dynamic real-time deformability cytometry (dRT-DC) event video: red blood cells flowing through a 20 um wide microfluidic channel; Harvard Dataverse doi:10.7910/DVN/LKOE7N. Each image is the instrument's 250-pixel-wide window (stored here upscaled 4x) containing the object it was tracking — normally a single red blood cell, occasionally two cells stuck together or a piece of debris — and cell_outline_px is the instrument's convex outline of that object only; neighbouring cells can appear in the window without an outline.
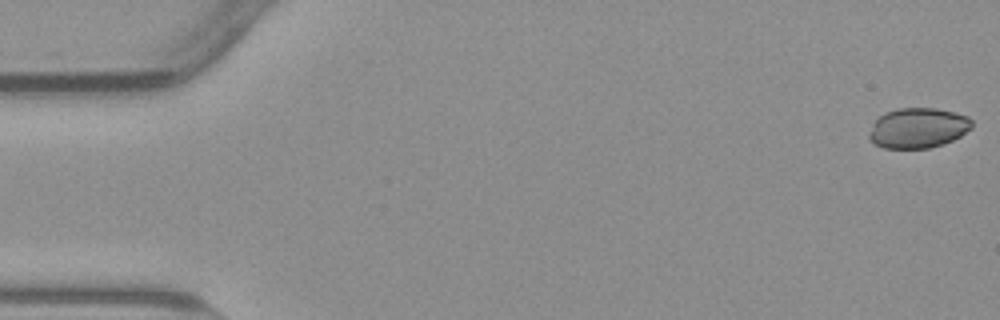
{"species": "common noctule bat (a hibernating species)", "species_latin": "Nyctalus noctula", "temperature_condition": "warm", "stored_images_in_passage": 54, "camera_frame_rate_fps": 3000, "um_per_image_px": 0.085, "animal": {"sex": "male", "body_mass_g": 23.1, "forearm_length_mm": 52.7}, "frame": {"image": 1, "passage_image": 1, "time_ms": 0.0, "image_size_px": [1000, 320], "cell_outline_px": [[972, 128], [960, 136], [944, 144], [928, 148], [884, 148], [876, 144], [868, 136], [872, 124], [884, 112], [896, 108], [936, 108], [968, 116], [972, 120]], "centroid_in_image_um": [78.04, 10.87], "position_along_channel_um": 7.0, "area_um2": 24.04}}
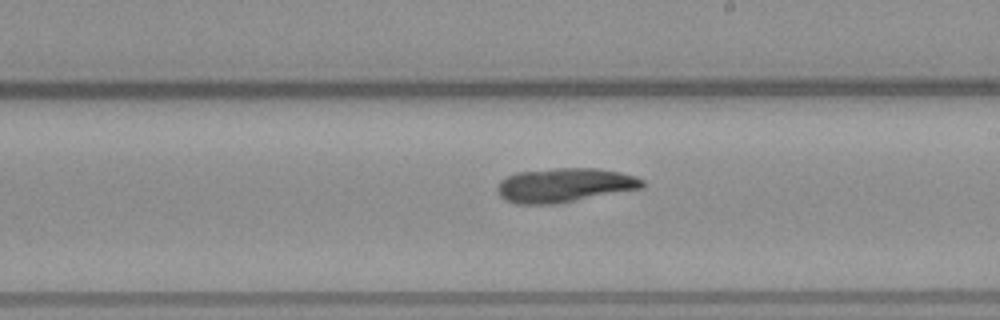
{"frame": {"image": 2, "passage_image": 31, "time_ms": 10.0, "image_size_px": [1000, 320], "cell_outline_px": [[644, 188], [556, 204], [516, 204], [504, 200], [496, 192], [496, 188], [500, 180], [516, 172], [556, 168], [596, 168], [620, 172], [636, 176], [644, 180]], "centroid_in_image_um": [47.97, 15.74], "position_along_channel_um": 241.0, "area_um2": 29.19}}
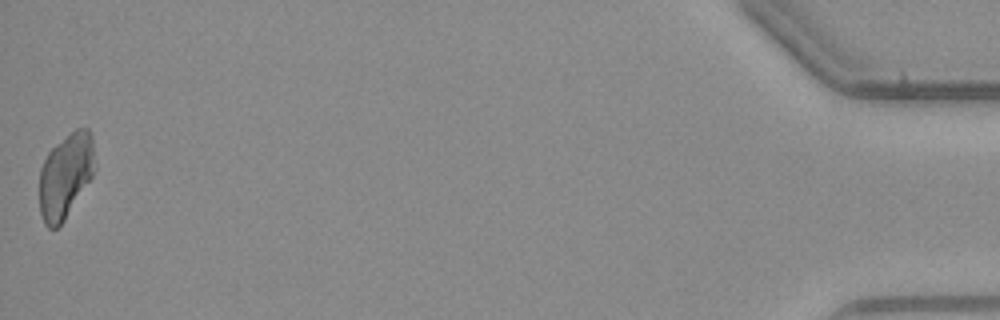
{"frame": {"image": 3, "passage_image": 54, "time_ms": 17.667, "image_size_px": [1000, 320], "cell_outline_px": [[96, 168], [92, 176], [64, 220], [56, 228], [48, 228], [44, 224], [40, 212], [40, 168], [48, 152], [56, 144], [76, 128], [88, 128], [92, 136]], "centroid_in_image_um": [5.58, 14.92], "position_along_channel_um": 429.6, "area_um2": 27.22}}